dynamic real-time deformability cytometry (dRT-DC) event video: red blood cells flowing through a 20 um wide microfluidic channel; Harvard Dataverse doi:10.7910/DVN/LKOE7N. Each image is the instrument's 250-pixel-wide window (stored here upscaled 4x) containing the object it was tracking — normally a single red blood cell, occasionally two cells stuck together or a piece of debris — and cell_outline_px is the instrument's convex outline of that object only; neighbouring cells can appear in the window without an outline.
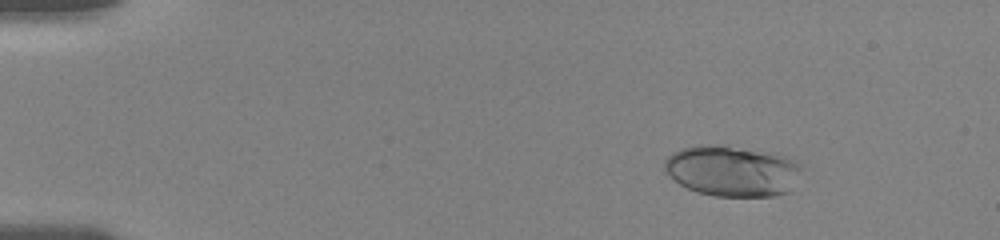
{"species": "human", "species_latin": "Homo sapiens", "temperature_condition": "room temperature", "stored_images_in_passage": 59, "camera_frame_rate_fps": 3000, "um_per_image_px": 0.085, "donor": {"sex": "female"}, "frame": {"image": 1, "passage_image": 13, "time_ms": 2.333, "image_size_px": [1000, 240], "cell_outline_px": [[800, 168], [792, 192], [776, 196], [716, 196], [696, 192], [680, 184], [668, 176], [664, 172], [664, 160], [672, 152], [680, 148], [700, 144], [728, 144], [776, 152], [792, 156], [800, 164]], "centroid_in_image_um": [62.26, 14.49], "position_along_channel_um": 22.7, "area_um2": 41.91}}
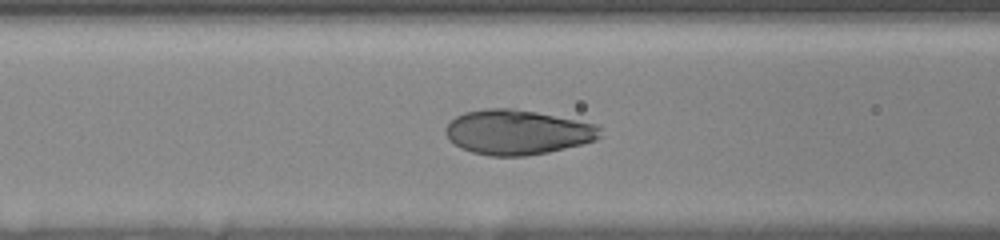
{"frame": {"image": 2, "passage_image": 46, "time_ms": 7.667, "image_size_px": [1000, 240], "cell_outline_px": [[600, 136], [596, 140], [548, 152], [524, 156], [488, 156], [472, 152], [460, 148], [448, 140], [444, 132], [444, 128], [456, 116], [464, 112], [484, 108], [512, 108], [536, 112], [600, 124]], "centroid_in_image_um": [43.95, 11.23], "position_along_channel_um": 122.6, "area_um2": 40.58}}
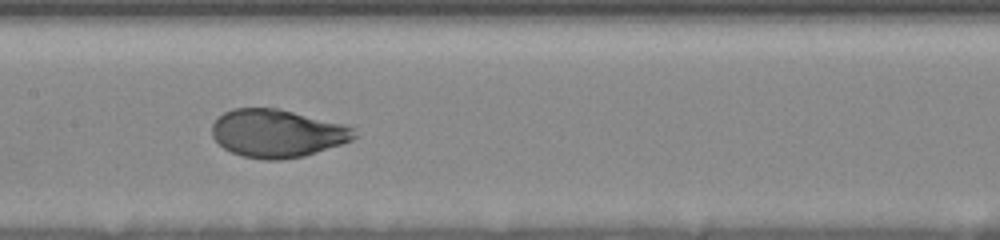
{"frame": {"image": 3, "passage_image": 58, "time_ms": 9.333, "image_size_px": [1000, 240], "cell_outline_px": [[356, 136], [352, 140], [304, 156], [280, 160], [264, 160], [240, 156], [224, 148], [212, 136], [212, 124], [224, 112], [232, 108], [280, 108], [340, 124], [352, 128]], "centroid_in_image_um": [23.51, 11.34], "position_along_channel_um": 183.9, "area_um2": 39.42}}